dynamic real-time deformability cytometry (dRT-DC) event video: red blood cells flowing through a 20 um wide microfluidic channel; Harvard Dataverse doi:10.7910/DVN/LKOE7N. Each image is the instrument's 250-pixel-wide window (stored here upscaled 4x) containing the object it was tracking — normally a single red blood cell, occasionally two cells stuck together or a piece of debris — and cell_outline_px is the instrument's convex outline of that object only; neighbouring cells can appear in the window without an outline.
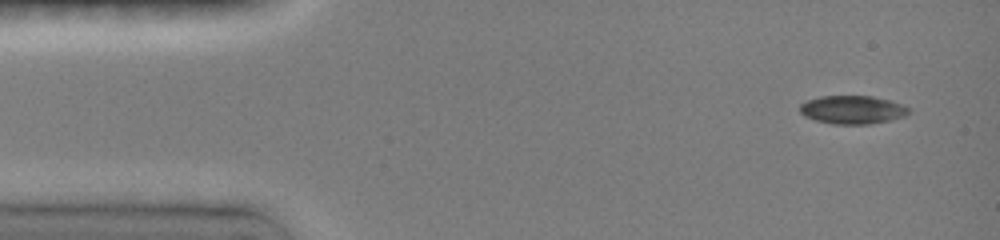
{"species": "common noctule bat (a hibernating species)", "species_latin": "Nyctalus noctula", "temperature_condition": "room temperature", "stored_images_in_passage": 37, "camera_frame_rate_fps": 3000, "um_per_image_px": 0.085, "animal": {"sex": "female", "body_mass_g": 19.0, "forearm_length_mm": 51.5}, "frame": {"image": 1, "passage_image": 1, "time_ms": 0.0, "image_size_px": [1000, 240], "cell_outline_px": [[912, 108], [904, 116], [888, 120], [868, 124], [832, 124], [816, 120], [804, 116], [800, 112], [800, 104], [808, 100], [820, 96], [872, 96], [904, 104]], "centroid_in_image_um": [72.46, 9.32], "position_along_channel_um": 12.5, "area_um2": 17.92}}
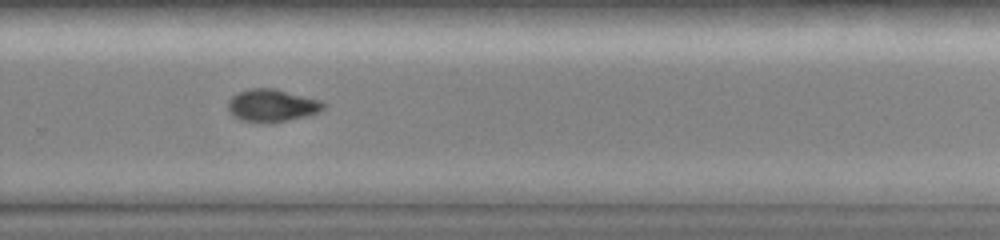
{"frame": {"image": 2, "passage_image": 26, "time_ms": 8.333, "image_size_px": [1000, 240], "cell_outline_px": [[328, 104], [320, 112], [308, 116], [268, 124], [260, 124], [240, 120], [232, 116], [228, 112], [228, 100], [232, 96], [240, 92], [252, 88], [272, 88], [320, 100]], "centroid_in_image_um": [23.11, 9.0], "position_along_channel_um": 306.7, "area_um2": 18.44}}
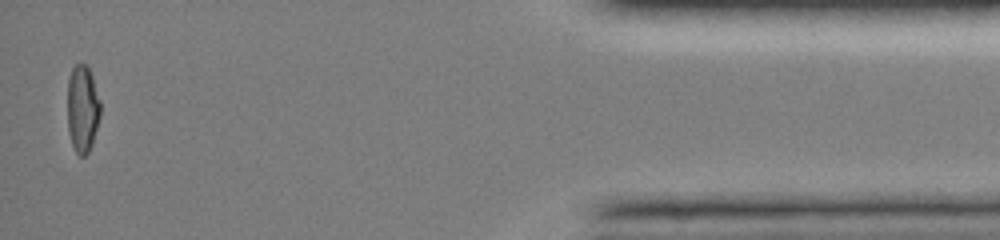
{"frame": {"image": 3, "passage_image": 37, "time_ms": 12.0, "image_size_px": [1000, 240], "cell_outline_px": [[100, 116], [92, 144], [88, 152], [84, 156], [80, 156], [76, 152], [72, 144], [68, 132], [68, 76], [72, 68], [76, 64], [84, 64], [88, 68], [92, 76], [100, 100]], "centroid_in_image_um": [7.01, 9.24], "position_along_channel_um": 428.2, "area_um2": 16.7}, "authors_computed_cell_mechanics": {"area_um2": 18.4382, "velocity_mm_per_s": 4.0771, "shape_relaxation_time_tau1_ms": 7.6274, "shape_relaxation_time_tau2_ms": 4.1991, "deformation_change_tau1": 0.2063, "deformation_change_tau2": 0.0592}}